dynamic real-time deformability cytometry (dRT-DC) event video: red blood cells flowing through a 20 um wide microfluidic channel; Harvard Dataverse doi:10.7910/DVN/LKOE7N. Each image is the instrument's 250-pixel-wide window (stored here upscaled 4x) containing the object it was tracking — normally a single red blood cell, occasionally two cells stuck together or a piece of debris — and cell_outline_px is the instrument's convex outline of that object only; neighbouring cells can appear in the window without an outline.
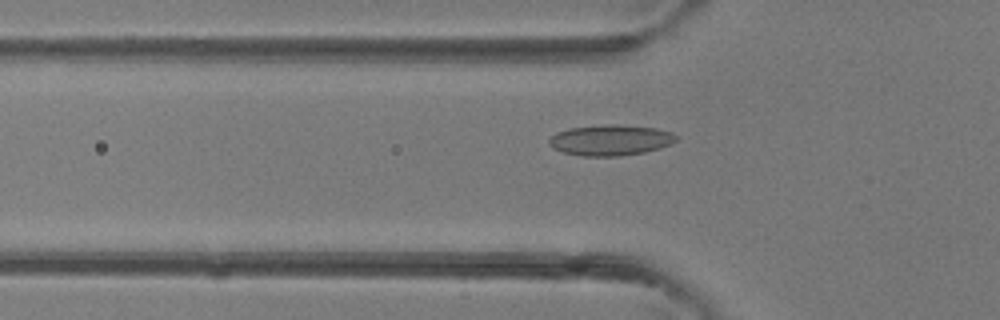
{"species": "common noctule bat (a hibernating species)", "species_latin": "Nyctalus noctula", "temperature_condition": "room temperature", "stored_images_in_passage": 42, "camera_frame_rate_fps": 3000, "um_per_image_px": 0.085, "animal": {"sex": "female"}, "frame": {"image": 1, "passage_image": 14, "time_ms": 4.333, "image_size_px": [1000, 320], "cell_outline_px": [[680, 136], [672, 144], [660, 148], [644, 152], [620, 156], [584, 156], [564, 152], [552, 148], [548, 144], [548, 140], [556, 132], [568, 128], [608, 124], [612, 124], [656, 128], [672, 132]], "centroid_in_image_um": [51.91, 11.91], "position_along_channel_um": 73.9, "area_um2": 22.89}}
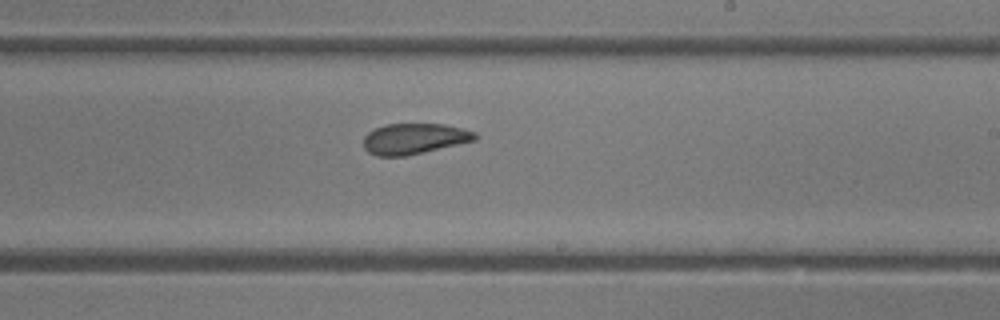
{"frame": {"image": 2, "passage_image": 25, "time_ms": 8.0, "image_size_px": [1000, 320], "cell_outline_px": [[480, 136], [476, 140], [424, 152], [404, 156], [376, 156], [368, 152], [364, 148], [364, 136], [368, 132], [376, 128], [388, 124], [444, 124], [476, 132]], "centroid_in_image_um": [35.22, 11.79], "position_along_channel_um": 253.8, "area_um2": 19.94}}
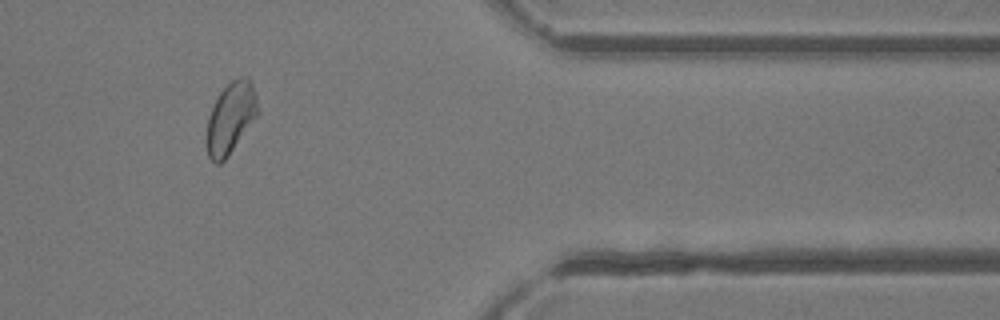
{"frame": {"image": 3, "passage_image": 35, "time_ms": 11.333, "image_size_px": [1000, 320], "cell_outline_px": [[260, 112], [228, 156], [220, 164], [216, 164], [208, 156], [204, 144], [208, 116], [212, 104], [220, 92], [232, 80], [240, 76], [248, 76], [256, 92]], "centroid_in_image_um": [19.59, 10.03], "position_along_channel_um": 391.8, "area_um2": 21.79}}